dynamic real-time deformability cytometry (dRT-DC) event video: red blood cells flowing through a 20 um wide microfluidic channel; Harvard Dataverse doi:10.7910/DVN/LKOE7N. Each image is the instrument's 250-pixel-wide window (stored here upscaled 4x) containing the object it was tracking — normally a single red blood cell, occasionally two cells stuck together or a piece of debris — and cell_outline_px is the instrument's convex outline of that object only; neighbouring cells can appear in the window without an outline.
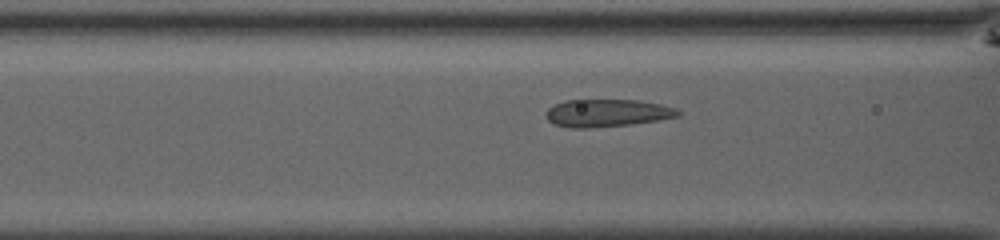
{"species": "common noctule bat (a hibernating species)", "species_latin": "Nyctalus noctula", "temperature_condition": "room temperature", "stored_images_in_passage": 52, "camera_frame_rate_fps": 3000, "um_per_image_px": 0.085, "animal": {"sex": "male", "body_mass_g": 13.0, "forearm_length_mm": 53.1}, "frame": {"image": 1, "passage_image": 23, "time_ms": 7.333, "image_size_px": [1000, 240], "cell_outline_px": [[680, 116], [632, 124], [592, 128], [572, 128], [556, 124], [548, 120], [544, 112], [548, 108], [564, 100], [640, 100], [660, 104], [676, 108], [680, 112]], "centroid_in_image_um": [51.6, 9.6], "position_along_channel_um": 115.0, "area_um2": 21.21}}
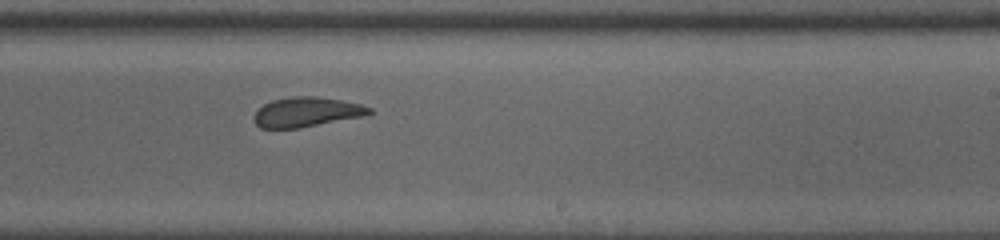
{"frame": {"image": 2, "passage_image": 34, "time_ms": 11.0, "image_size_px": [1000, 240], "cell_outline_px": [[372, 112], [364, 116], [300, 128], [260, 128], [256, 124], [252, 116], [264, 104], [272, 100], [292, 96], [316, 96], [340, 100], [360, 104], [372, 108]], "centroid_in_image_um": [26.05, 9.52], "position_along_channel_um": 263.0, "area_um2": 19.94}}
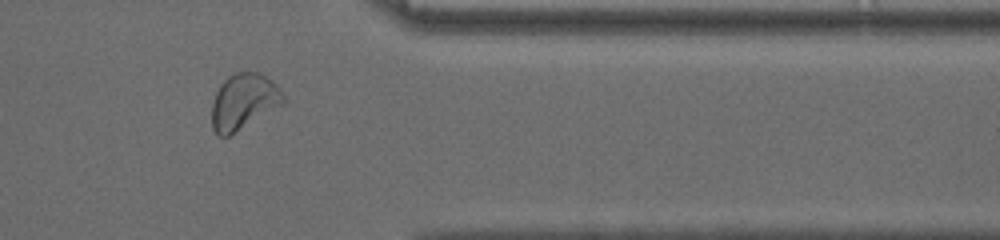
{"frame": {"image": 3, "passage_image": 44, "time_ms": 14.333, "image_size_px": [1000, 240], "cell_outline_px": [[284, 104], [228, 136], [220, 136], [212, 128], [212, 104], [216, 92], [220, 84], [228, 76], [236, 72], [260, 72], [272, 80], [276, 84], [284, 96]], "centroid_in_image_um": [20.71, 8.61], "position_along_channel_um": 390.7, "area_um2": 23.12}}